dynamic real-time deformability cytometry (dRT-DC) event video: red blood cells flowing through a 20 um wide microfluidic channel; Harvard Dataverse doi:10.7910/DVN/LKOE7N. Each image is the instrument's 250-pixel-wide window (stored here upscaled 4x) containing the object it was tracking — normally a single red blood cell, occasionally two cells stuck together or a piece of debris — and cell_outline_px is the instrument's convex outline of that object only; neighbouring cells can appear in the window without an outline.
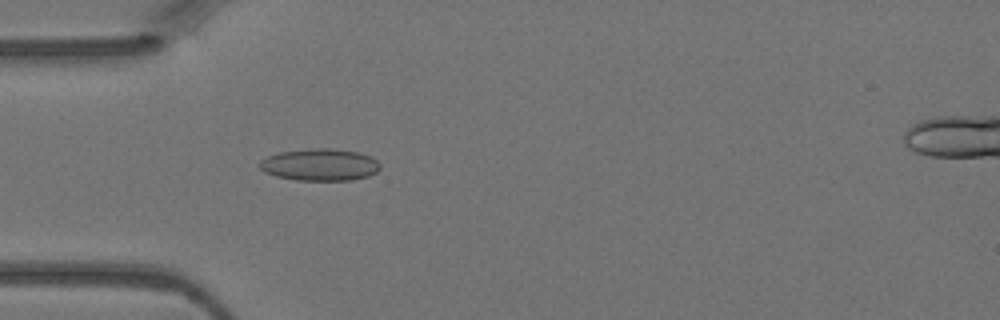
{"species": "Egyptian fruit bat (a non-hibernating species)", "species_latin": "Rousettus aegyptiacus", "temperature_condition": "warm", "stored_images_in_passage": 3, "camera_frame_rate_fps": 3000, "um_per_image_px": 0.085, "animal": {"sex": "female"}, "frame": {"image": 1, "passage_image": 3, "time_ms": 0.667, "image_size_px": [1000, 320], "cell_outline_px": [[380, 168], [376, 172], [368, 176], [352, 180], [296, 180], [276, 176], [264, 172], [256, 164], [260, 160], [268, 156], [280, 152], [308, 148], [332, 148], [360, 152], [372, 156], [380, 164]], "centroid_in_image_um": [27.18, 13.99], "position_along_channel_um": 57.8, "area_um2": 22.77}}